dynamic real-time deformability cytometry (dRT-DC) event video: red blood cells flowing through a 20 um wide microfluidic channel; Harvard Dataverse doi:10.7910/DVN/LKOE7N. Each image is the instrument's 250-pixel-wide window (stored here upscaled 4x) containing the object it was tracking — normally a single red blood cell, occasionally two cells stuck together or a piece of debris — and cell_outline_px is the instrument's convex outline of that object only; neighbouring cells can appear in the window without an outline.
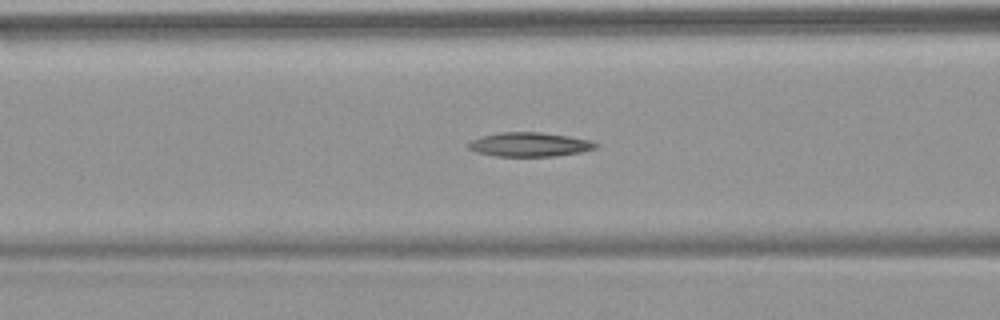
{"species": "common noctule bat (a hibernating species)", "species_latin": "Nyctalus noctula", "temperature_condition": "warm", "stored_images_in_passage": 46, "camera_frame_rate_fps": 3000, "um_per_image_px": 0.085, "animal": {"sex": "female", "body_mass_g": 18.4}, "frame": {"image": 1, "passage_image": 15, "time_ms": 4.667, "image_size_px": [1000, 320], "cell_outline_px": [[600, 144], [596, 148], [580, 152], [552, 156], [496, 156], [476, 152], [468, 148], [468, 144], [472, 140], [480, 136], [500, 132], [540, 132], [568, 136], [588, 140]], "centroid_in_image_um": [44.99, 12.28], "position_along_channel_um": 121.6, "area_um2": 17.8}}
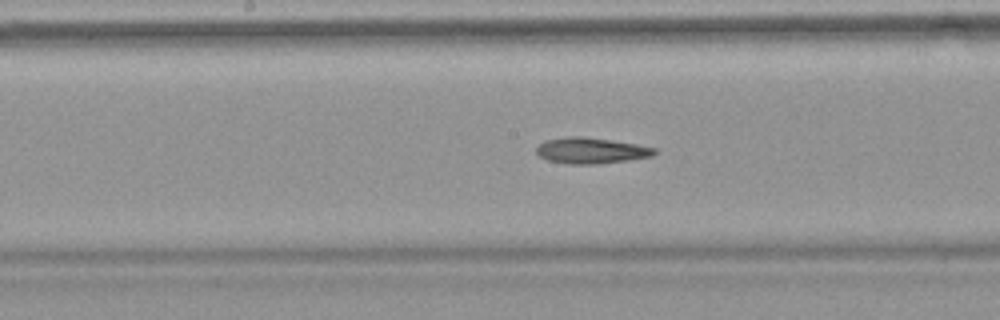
{"frame": {"image": 2, "passage_image": 21, "time_ms": 6.667, "image_size_px": [1000, 320], "cell_outline_px": [[656, 152], [652, 156], [628, 160], [596, 164], [568, 164], [548, 160], [540, 156], [536, 152], [536, 148], [544, 140], [564, 136], [584, 136], [636, 144], [656, 148]], "centroid_in_image_um": [50.21, 12.79], "position_along_channel_um": 198.0, "area_um2": 17.86}}
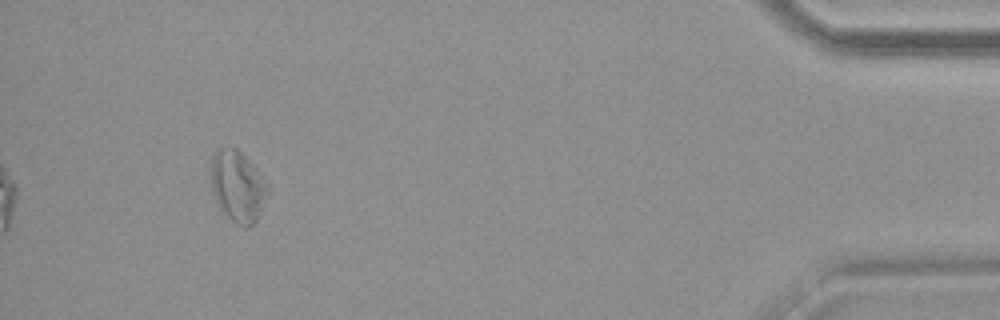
{"frame": {"image": 3, "passage_image": 43, "time_ms": 14.0, "image_size_px": [1000, 320], "cell_outline_px": [[268, 192], [256, 220], [248, 228], [244, 228], [236, 224], [220, 208], [216, 200], [212, 188], [212, 160], [216, 152], [220, 148], [236, 148], [248, 160], [268, 188]], "centroid_in_image_um": [20.19, 15.88], "position_along_channel_um": 415.0, "area_um2": 22.48}, "authors_computed_cell_mechanics": {"area_um2": 18.7561, "velocity_mm_per_s": 3.8283, "shape_relaxation_time_tau1_ms": null, "shape_relaxation_time_tau2_ms": 9.8203, "deformation_change_tau1": null, "deformation_change_tau2": 0.2483}}